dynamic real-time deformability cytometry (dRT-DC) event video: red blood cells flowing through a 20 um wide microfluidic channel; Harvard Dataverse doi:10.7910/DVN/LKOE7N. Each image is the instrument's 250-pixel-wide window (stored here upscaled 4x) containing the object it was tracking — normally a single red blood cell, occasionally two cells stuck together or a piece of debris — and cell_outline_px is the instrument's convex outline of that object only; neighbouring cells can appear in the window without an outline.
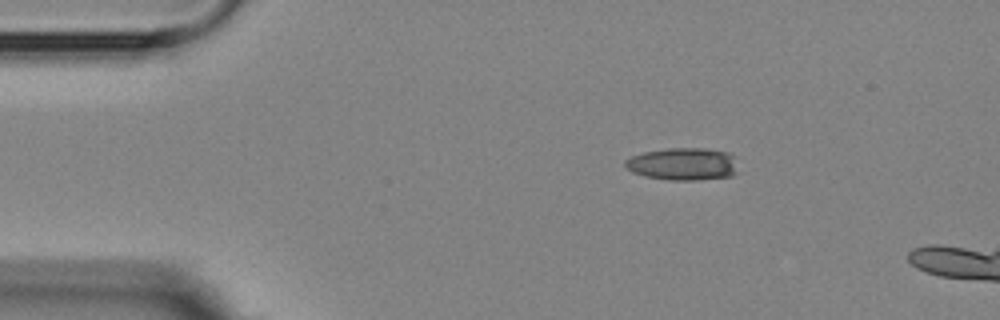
{"species": "Egyptian fruit bat (a non-hibernating species)", "species_latin": "Rousettus aegyptiacus", "temperature_condition": "room temperature", "stored_images_in_passage": 3, "camera_frame_rate_fps": 3000, "um_per_image_px": 0.085, "animal": {"sex": "female"}, "frame": {"image": 1, "passage_image": 1, "time_ms": 0.0, "image_size_px": [1000, 320], "cell_outline_px": [[736, 172], [732, 176], [696, 180], [668, 180], [644, 176], [632, 172], [624, 164], [624, 160], [632, 156], [644, 152], [668, 148], [704, 148], [728, 152], [736, 156]], "centroid_in_image_um": [58.07, 13.94], "position_along_channel_um": 26.9, "area_um2": 21.5}}